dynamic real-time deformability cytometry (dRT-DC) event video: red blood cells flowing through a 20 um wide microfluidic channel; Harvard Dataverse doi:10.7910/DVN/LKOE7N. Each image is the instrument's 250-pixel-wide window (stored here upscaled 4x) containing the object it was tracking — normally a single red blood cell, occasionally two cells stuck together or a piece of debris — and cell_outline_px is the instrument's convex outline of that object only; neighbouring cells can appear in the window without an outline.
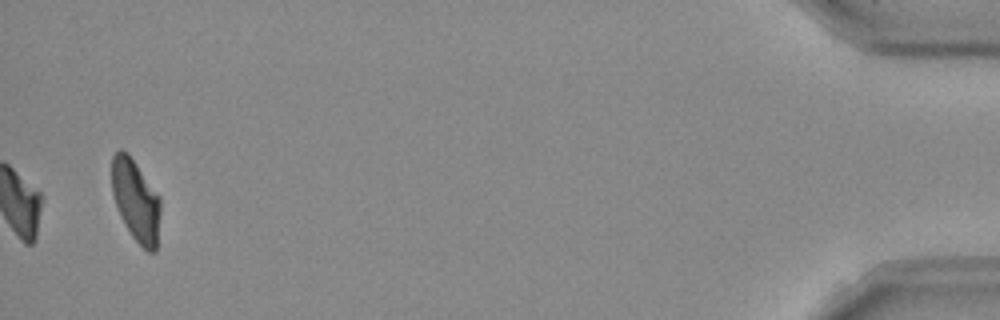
{"species": "Egyptian fruit bat (a non-hibernating species)", "species_latin": "Rousettus aegyptiacus", "temperature_condition": "room temperature", "stored_images_in_passage": 37, "camera_frame_rate_fps": 3000, "um_per_image_px": 0.085, "frame": {"image": 1, "passage_image": 37, "time_ms": 12.0, "image_size_px": [1000, 320], "cell_outline_px": [[160, 212], [156, 252], [148, 252], [132, 236], [116, 204], [112, 192], [112, 156], [120, 148], [128, 152], [160, 196]], "centroid_in_image_um": [11.56, 17.0], "position_along_channel_um": 423.6, "area_um2": 22.95}, "authors_computed_cell_mechanics": {"area_um2": 19.4786, "velocity_mm_per_s": 3.9446, "shape_relaxation_time_tau1_ms": 6.6266, "shape_relaxation_time_tau2_ms": null, "deformation_change_tau1": 0.1512, "deformation_change_tau2": null}}